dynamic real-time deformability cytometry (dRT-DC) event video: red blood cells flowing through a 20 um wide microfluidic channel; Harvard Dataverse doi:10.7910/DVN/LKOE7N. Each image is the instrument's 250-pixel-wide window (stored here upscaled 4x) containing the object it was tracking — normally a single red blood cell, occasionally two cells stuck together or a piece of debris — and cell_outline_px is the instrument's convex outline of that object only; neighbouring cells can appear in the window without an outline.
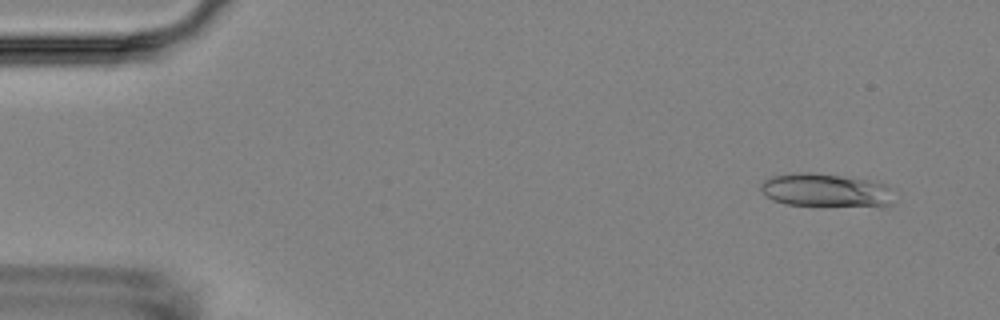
{"species": "Egyptian fruit bat (a non-hibernating species)", "species_latin": "Rousettus aegyptiacus", "temperature_condition": "room temperature", "stored_images_in_passage": 5, "camera_frame_rate_fps": 3000, "um_per_image_px": 0.085, "animal": {"sex": "female"}, "frame": {"image": 1, "passage_image": 1, "time_ms": 0.0, "image_size_px": [1000, 320], "cell_outline_px": [[892, 204], [784, 204], [772, 200], [760, 188], [760, 184], [764, 180], [772, 176], [800, 172], [808, 172], [840, 176], [868, 180], [884, 184], [888, 188]], "centroid_in_image_um": [70.05, 16.13], "position_along_channel_um": 14.9, "area_um2": 24.51}}
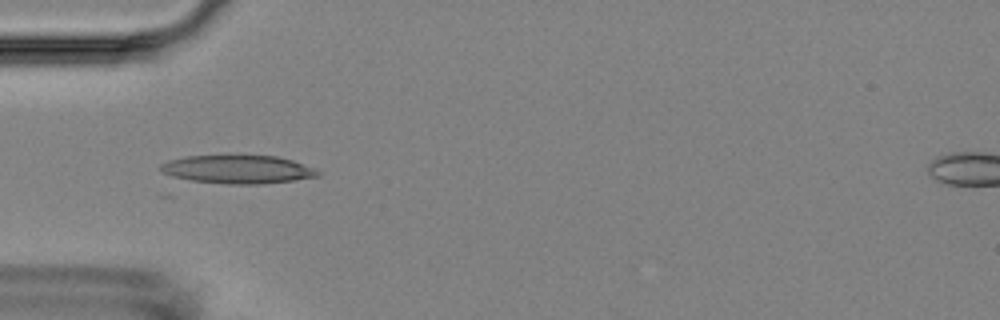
{"frame": {"image": 2, "passage_image": 5, "time_ms": 4.333, "image_size_px": [1000, 320], "cell_outline_px": [[320, 176], [264, 184], [228, 184], [192, 180], [172, 176], [160, 172], [160, 164], [168, 160], [184, 156], [228, 152], [276, 156], [292, 160], [312, 168], [320, 172]], "centroid_in_image_um": [20.14, 14.34], "position_along_channel_um": 64.9, "area_um2": 27.05}}